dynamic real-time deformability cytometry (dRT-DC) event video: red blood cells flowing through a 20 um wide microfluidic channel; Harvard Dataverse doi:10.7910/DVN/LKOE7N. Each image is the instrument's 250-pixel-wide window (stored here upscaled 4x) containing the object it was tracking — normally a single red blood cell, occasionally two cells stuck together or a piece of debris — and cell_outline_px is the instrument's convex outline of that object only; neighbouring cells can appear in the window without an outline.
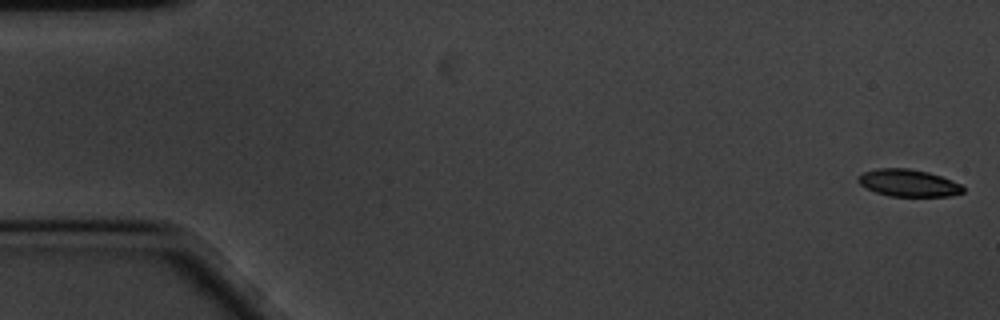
{"species": "common noctule bat (a hibernating species)", "species_latin": "Nyctalus noctula", "temperature_condition": "cold", "stored_images_in_passage": 60, "segment_of_instrument_passage": [1, 2], "camera_frame_rate_fps": 3000, "um_per_image_px": 0.085, "animal": {"sex": "male", "body_mass_g": 20.1, "forearm_length_mm": 53.5}, "frame": {"image": 1, "passage_image": 1, "time_ms": 0.0, "image_size_px": [1000, 320], "cell_outline_px": [[964, 192], [948, 196], [888, 196], [864, 188], [856, 180], [856, 176], [864, 172], [876, 168], [908, 168], [928, 172], [952, 180], [960, 184], [964, 188]], "centroid_in_image_um": [77.16, 15.55], "position_along_channel_um": 7.8, "area_um2": 16.7}}
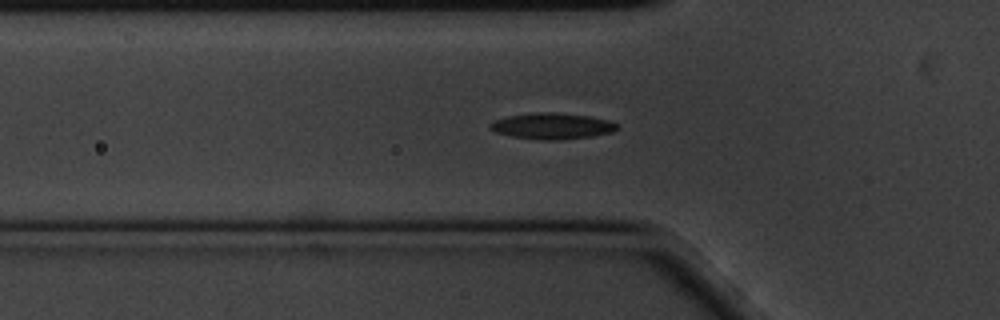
{"frame": {"image": 2, "passage_image": 19, "time_ms": 6.0, "image_size_px": [1000, 320], "cell_outline_px": [[620, 128], [612, 132], [592, 136], [560, 140], [540, 140], [512, 136], [496, 132], [488, 128], [488, 124], [496, 120], [508, 116], [536, 112], [556, 112], [588, 116], [612, 120]], "centroid_in_image_um": [46.95, 10.71], "position_along_channel_um": 78.8, "area_um2": 19.42}}
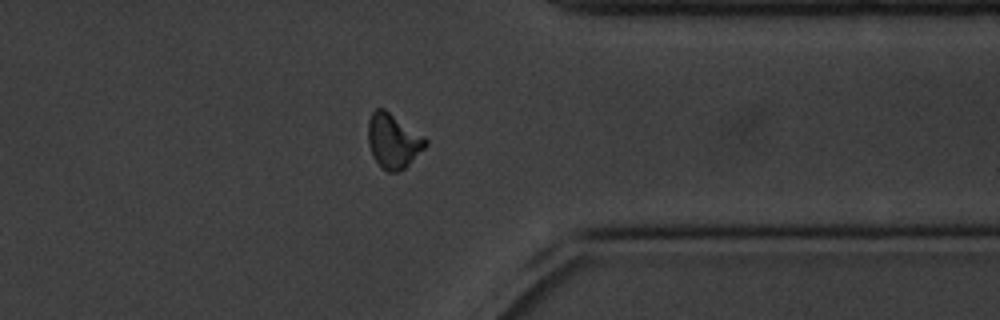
{"frame": {"image": 3, "passage_image": 46, "time_ms": 15.0, "image_size_px": [1000, 320], "cell_outline_px": [[428, 144], [400, 172], [388, 172], [376, 160], [368, 144], [368, 120], [372, 112], [376, 108], [384, 108], [424, 136], [428, 140]], "centroid_in_image_um": [33.42, 11.95], "position_along_channel_um": 378.0, "area_um2": 18.03}}